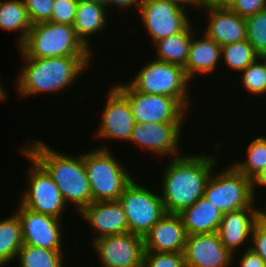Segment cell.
Masks as SVG:
<instances>
[{"label":"cell","mask_w":266,"mask_h":267,"mask_svg":"<svg viewBox=\"0 0 266 267\" xmlns=\"http://www.w3.org/2000/svg\"><path fill=\"white\" fill-rule=\"evenodd\" d=\"M166 159L160 196L166 213L179 214L203 196L206 183L218 167V157L201 151Z\"/></svg>","instance_id":"6da1fadb"},{"label":"cell","mask_w":266,"mask_h":267,"mask_svg":"<svg viewBox=\"0 0 266 267\" xmlns=\"http://www.w3.org/2000/svg\"><path fill=\"white\" fill-rule=\"evenodd\" d=\"M92 56H63L50 58L22 57V68L15 79L18 97L62 93L78 81L93 64Z\"/></svg>","instance_id":"7a4b0ae2"},{"label":"cell","mask_w":266,"mask_h":267,"mask_svg":"<svg viewBox=\"0 0 266 267\" xmlns=\"http://www.w3.org/2000/svg\"><path fill=\"white\" fill-rule=\"evenodd\" d=\"M29 139L23 149L51 176L66 205L79 214L92 203V195L83 153L78 156L57 151L39 139ZM80 155V156H79ZM70 203V204H69Z\"/></svg>","instance_id":"3957f363"},{"label":"cell","mask_w":266,"mask_h":267,"mask_svg":"<svg viewBox=\"0 0 266 267\" xmlns=\"http://www.w3.org/2000/svg\"><path fill=\"white\" fill-rule=\"evenodd\" d=\"M108 146L98 145L83 152L92 202L118 200L135 178L131 177V172L129 173L127 167L114 156L113 150Z\"/></svg>","instance_id":"277c9868"},{"label":"cell","mask_w":266,"mask_h":267,"mask_svg":"<svg viewBox=\"0 0 266 267\" xmlns=\"http://www.w3.org/2000/svg\"><path fill=\"white\" fill-rule=\"evenodd\" d=\"M21 57L50 58L93 56L77 38L73 25L42 22L33 24L25 40L18 46Z\"/></svg>","instance_id":"5b68a950"},{"label":"cell","mask_w":266,"mask_h":267,"mask_svg":"<svg viewBox=\"0 0 266 267\" xmlns=\"http://www.w3.org/2000/svg\"><path fill=\"white\" fill-rule=\"evenodd\" d=\"M133 78H130L128 83L135 90L173 97L187 110L192 108L190 107L192 96L189 90L192 81L188 78L184 67L153 59L143 64Z\"/></svg>","instance_id":"8992f818"},{"label":"cell","mask_w":266,"mask_h":267,"mask_svg":"<svg viewBox=\"0 0 266 267\" xmlns=\"http://www.w3.org/2000/svg\"><path fill=\"white\" fill-rule=\"evenodd\" d=\"M256 196L252 179L245 177L231 164L219 172L213 169L203 193V197L222 213L242 208H256V204H259Z\"/></svg>","instance_id":"52a82bcc"},{"label":"cell","mask_w":266,"mask_h":267,"mask_svg":"<svg viewBox=\"0 0 266 267\" xmlns=\"http://www.w3.org/2000/svg\"><path fill=\"white\" fill-rule=\"evenodd\" d=\"M19 150L31 164L28 165L30 167L27 169V177H25L28 178L26 179L27 188L20 194L19 203L31 211L63 219L64 211H67L68 206L64 202L54 180L22 147Z\"/></svg>","instance_id":"ba28073f"},{"label":"cell","mask_w":266,"mask_h":267,"mask_svg":"<svg viewBox=\"0 0 266 267\" xmlns=\"http://www.w3.org/2000/svg\"><path fill=\"white\" fill-rule=\"evenodd\" d=\"M136 181L133 179L117 201L126 214L128 232L144 237L166 211L159 191Z\"/></svg>","instance_id":"9c48e42d"},{"label":"cell","mask_w":266,"mask_h":267,"mask_svg":"<svg viewBox=\"0 0 266 267\" xmlns=\"http://www.w3.org/2000/svg\"><path fill=\"white\" fill-rule=\"evenodd\" d=\"M114 87L128 100L135 123H184L188 110L173 97L141 93L128 82Z\"/></svg>","instance_id":"30bf717a"},{"label":"cell","mask_w":266,"mask_h":267,"mask_svg":"<svg viewBox=\"0 0 266 267\" xmlns=\"http://www.w3.org/2000/svg\"><path fill=\"white\" fill-rule=\"evenodd\" d=\"M186 8L189 10L187 5L177 0H142L136 12L147 37L154 44L160 39L182 32L192 22Z\"/></svg>","instance_id":"8fae6325"},{"label":"cell","mask_w":266,"mask_h":267,"mask_svg":"<svg viewBox=\"0 0 266 267\" xmlns=\"http://www.w3.org/2000/svg\"><path fill=\"white\" fill-rule=\"evenodd\" d=\"M183 127L184 123H134L129 142L161 159L180 157L183 155L179 146Z\"/></svg>","instance_id":"7c38bea8"},{"label":"cell","mask_w":266,"mask_h":267,"mask_svg":"<svg viewBox=\"0 0 266 267\" xmlns=\"http://www.w3.org/2000/svg\"><path fill=\"white\" fill-rule=\"evenodd\" d=\"M101 267H142L143 237L125 232L91 242Z\"/></svg>","instance_id":"4fadbf2b"},{"label":"cell","mask_w":266,"mask_h":267,"mask_svg":"<svg viewBox=\"0 0 266 267\" xmlns=\"http://www.w3.org/2000/svg\"><path fill=\"white\" fill-rule=\"evenodd\" d=\"M16 206L14 212L21 222L23 244L50 250L64 249V220L31 211L20 203Z\"/></svg>","instance_id":"5bb4252c"},{"label":"cell","mask_w":266,"mask_h":267,"mask_svg":"<svg viewBox=\"0 0 266 267\" xmlns=\"http://www.w3.org/2000/svg\"><path fill=\"white\" fill-rule=\"evenodd\" d=\"M99 126L93 137L99 140L130 141L135 119L128 100L112 86L108 90Z\"/></svg>","instance_id":"9a60e30c"},{"label":"cell","mask_w":266,"mask_h":267,"mask_svg":"<svg viewBox=\"0 0 266 267\" xmlns=\"http://www.w3.org/2000/svg\"><path fill=\"white\" fill-rule=\"evenodd\" d=\"M186 267H232L233 254L222 244L218 232L187 235Z\"/></svg>","instance_id":"2e32d148"},{"label":"cell","mask_w":266,"mask_h":267,"mask_svg":"<svg viewBox=\"0 0 266 267\" xmlns=\"http://www.w3.org/2000/svg\"><path fill=\"white\" fill-rule=\"evenodd\" d=\"M197 11L207 13L204 19L208 23L203 28V33L218 45L224 46L247 39L245 18L228 7H201Z\"/></svg>","instance_id":"e0dca14e"},{"label":"cell","mask_w":266,"mask_h":267,"mask_svg":"<svg viewBox=\"0 0 266 267\" xmlns=\"http://www.w3.org/2000/svg\"><path fill=\"white\" fill-rule=\"evenodd\" d=\"M77 215L95 230L90 242L100 237L128 232L126 214L117 200L92 202Z\"/></svg>","instance_id":"ac0fdd59"},{"label":"cell","mask_w":266,"mask_h":267,"mask_svg":"<svg viewBox=\"0 0 266 267\" xmlns=\"http://www.w3.org/2000/svg\"><path fill=\"white\" fill-rule=\"evenodd\" d=\"M259 218V207L242 208L223 213L217 232L222 244L231 254L234 255L237 251H243L242 247L246 243V248H250L248 241L251 243L252 229Z\"/></svg>","instance_id":"d6986e66"},{"label":"cell","mask_w":266,"mask_h":267,"mask_svg":"<svg viewBox=\"0 0 266 267\" xmlns=\"http://www.w3.org/2000/svg\"><path fill=\"white\" fill-rule=\"evenodd\" d=\"M186 237L179 214L166 213L143 237L144 251L182 253Z\"/></svg>","instance_id":"ffe728a7"},{"label":"cell","mask_w":266,"mask_h":267,"mask_svg":"<svg viewBox=\"0 0 266 267\" xmlns=\"http://www.w3.org/2000/svg\"><path fill=\"white\" fill-rule=\"evenodd\" d=\"M195 32L189 45L188 59L184 69L188 78L194 81L196 76L212 74L221 63V46L204 33ZM198 37V38H196ZM200 74V75H199Z\"/></svg>","instance_id":"44dd1931"},{"label":"cell","mask_w":266,"mask_h":267,"mask_svg":"<svg viewBox=\"0 0 266 267\" xmlns=\"http://www.w3.org/2000/svg\"><path fill=\"white\" fill-rule=\"evenodd\" d=\"M107 13L105 5L78 0L73 28L77 38L90 52L93 51L91 36L103 32L110 25Z\"/></svg>","instance_id":"7402d4cb"},{"label":"cell","mask_w":266,"mask_h":267,"mask_svg":"<svg viewBox=\"0 0 266 267\" xmlns=\"http://www.w3.org/2000/svg\"><path fill=\"white\" fill-rule=\"evenodd\" d=\"M179 216L187 235H192L217 232L223 213L202 196Z\"/></svg>","instance_id":"603a6c76"},{"label":"cell","mask_w":266,"mask_h":267,"mask_svg":"<svg viewBox=\"0 0 266 267\" xmlns=\"http://www.w3.org/2000/svg\"><path fill=\"white\" fill-rule=\"evenodd\" d=\"M191 22L182 32L168 36L155 42L154 59L180 65L184 67L188 59L189 45L196 29Z\"/></svg>","instance_id":"cb8c5ba5"},{"label":"cell","mask_w":266,"mask_h":267,"mask_svg":"<svg viewBox=\"0 0 266 267\" xmlns=\"http://www.w3.org/2000/svg\"><path fill=\"white\" fill-rule=\"evenodd\" d=\"M31 27L24 0H0V29L19 32L17 46L25 40Z\"/></svg>","instance_id":"d4e9b609"},{"label":"cell","mask_w":266,"mask_h":267,"mask_svg":"<svg viewBox=\"0 0 266 267\" xmlns=\"http://www.w3.org/2000/svg\"><path fill=\"white\" fill-rule=\"evenodd\" d=\"M12 213L0 220V267L15 261L23 245L20 219L15 212Z\"/></svg>","instance_id":"484cf974"},{"label":"cell","mask_w":266,"mask_h":267,"mask_svg":"<svg viewBox=\"0 0 266 267\" xmlns=\"http://www.w3.org/2000/svg\"><path fill=\"white\" fill-rule=\"evenodd\" d=\"M65 250H50L23 244L15 261L19 267H66Z\"/></svg>","instance_id":"4316f807"},{"label":"cell","mask_w":266,"mask_h":267,"mask_svg":"<svg viewBox=\"0 0 266 267\" xmlns=\"http://www.w3.org/2000/svg\"><path fill=\"white\" fill-rule=\"evenodd\" d=\"M246 148V159L233 160L231 165L245 177L253 179L266 166V136L253 138Z\"/></svg>","instance_id":"83f0119b"},{"label":"cell","mask_w":266,"mask_h":267,"mask_svg":"<svg viewBox=\"0 0 266 267\" xmlns=\"http://www.w3.org/2000/svg\"><path fill=\"white\" fill-rule=\"evenodd\" d=\"M260 57L247 39L221 46V62L229 68L241 73L247 66ZM223 60V61H222Z\"/></svg>","instance_id":"f1b7e54d"},{"label":"cell","mask_w":266,"mask_h":267,"mask_svg":"<svg viewBox=\"0 0 266 267\" xmlns=\"http://www.w3.org/2000/svg\"><path fill=\"white\" fill-rule=\"evenodd\" d=\"M239 74L240 83L246 89L245 91L253 94L254 97H263L266 90V61L263 57H258Z\"/></svg>","instance_id":"f546056e"},{"label":"cell","mask_w":266,"mask_h":267,"mask_svg":"<svg viewBox=\"0 0 266 267\" xmlns=\"http://www.w3.org/2000/svg\"><path fill=\"white\" fill-rule=\"evenodd\" d=\"M247 40L255 52L262 57L266 54V9L247 17Z\"/></svg>","instance_id":"4dcf8cb0"},{"label":"cell","mask_w":266,"mask_h":267,"mask_svg":"<svg viewBox=\"0 0 266 267\" xmlns=\"http://www.w3.org/2000/svg\"><path fill=\"white\" fill-rule=\"evenodd\" d=\"M142 267H186L184 254L144 251Z\"/></svg>","instance_id":"1f68e13d"},{"label":"cell","mask_w":266,"mask_h":267,"mask_svg":"<svg viewBox=\"0 0 266 267\" xmlns=\"http://www.w3.org/2000/svg\"><path fill=\"white\" fill-rule=\"evenodd\" d=\"M78 0H54L50 22L73 25Z\"/></svg>","instance_id":"d6a6232c"},{"label":"cell","mask_w":266,"mask_h":267,"mask_svg":"<svg viewBox=\"0 0 266 267\" xmlns=\"http://www.w3.org/2000/svg\"><path fill=\"white\" fill-rule=\"evenodd\" d=\"M53 2L54 0H24L32 25L50 20Z\"/></svg>","instance_id":"836d02e7"},{"label":"cell","mask_w":266,"mask_h":267,"mask_svg":"<svg viewBox=\"0 0 266 267\" xmlns=\"http://www.w3.org/2000/svg\"><path fill=\"white\" fill-rule=\"evenodd\" d=\"M228 8L246 19L266 9V0H233Z\"/></svg>","instance_id":"e575fe53"},{"label":"cell","mask_w":266,"mask_h":267,"mask_svg":"<svg viewBox=\"0 0 266 267\" xmlns=\"http://www.w3.org/2000/svg\"><path fill=\"white\" fill-rule=\"evenodd\" d=\"M250 248L266 263V223L261 218L253 226Z\"/></svg>","instance_id":"d590c367"},{"label":"cell","mask_w":266,"mask_h":267,"mask_svg":"<svg viewBox=\"0 0 266 267\" xmlns=\"http://www.w3.org/2000/svg\"><path fill=\"white\" fill-rule=\"evenodd\" d=\"M243 250V253L241 254L238 252L233 255V265H235L236 259L238 262L236 263L239 265L238 267H266V263L264 260L256 253L254 252L251 248H246ZM237 254L239 257H237ZM237 257V258H236Z\"/></svg>","instance_id":"8d00e7d4"},{"label":"cell","mask_w":266,"mask_h":267,"mask_svg":"<svg viewBox=\"0 0 266 267\" xmlns=\"http://www.w3.org/2000/svg\"><path fill=\"white\" fill-rule=\"evenodd\" d=\"M141 1L142 0H106V7L108 12L112 8V6H114L116 10H119L121 8V11H123V8L125 10L126 8L132 9L133 7L138 10Z\"/></svg>","instance_id":"74e56055"},{"label":"cell","mask_w":266,"mask_h":267,"mask_svg":"<svg viewBox=\"0 0 266 267\" xmlns=\"http://www.w3.org/2000/svg\"><path fill=\"white\" fill-rule=\"evenodd\" d=\"M252 186L255 195L258 188L265 187L266 190V166L252 179Z\"/></svg>","instance_id":"f35d334b"},{"label":"cell","mask_w":266,"mask_h":267,"mask_svg":"<svg viewBox=\"0 0 266 267\" xmlns=\"http://www.w3.org/2000/svg\"><path fill=\"white\" fill-rule=\"evenodd\" d=\"M233 0H200L201 7H228Z\"/></svg>","instance_id":"ab89813d"},{"label":"cell","mask_w":266,"mask_h":267,"mask_svg":"<svg viewBox=\"0 0 266 267\" xmlns=\"http://www.w3.org/2000/svg\"><path fill=\"white\" fill-rule=\"evenodd\" d=\"M183 3L184 5H187L190 9L197 10L200 8V0H177Z\"/></svg>","instance_id":"60d3db41"},{"label":"cell","mask_w":266,"mask_h":267,"mask_svg":"<svg viewBox=\"0 0 266 267\" xmlns=\"http://www.w3.org/2000/svg\"><path fill=\"white\" fill-rule=\"evenodd\" d=\"M2 81H1V78H0V102H5V100L8 98L7 96V93L6 90L4 89L5 87H3L4 85H2Z\"/></svg>","instance_id":"b9f144b4"},{"label":"cell","mask_w":266,"mask_h":267,"mask_svg":"<svg viewBox=\"0 0 266 267\" xmlns=\"http://www.w3.org/2000/svg\"><path fill=\"white\" fill-rule=\"evenodd\" d=\"M260 218L266 223V206L264 208H260Z\"/></svg>","instance_id":"7bdbcfd3"},{"label":"cell","mask_w":266,"mask_h":267,"mask_svg":"<svg viewBox=\"0 0 266 267\" xmlns=\"http://www.w3.org/2000/svg\"><path fill=\"white\" fill-rule=\"evenodd\" d=\"M92 3L102 4L106 6V0H84Z\"/></svg>","instance_id":"ee69618b"},{"label":"cell","mask_w":266,"mask_h":267,"mask_svg":"<svg viewBox=\"0 0 266 267\" xmlns=\"http://www.w3.org/2000/svg\"><path fill=\"white\" fill-rule=\"evenodd\" d=\"M262 57H263V58H264V60L266 61V54H264Z\"/></svg>","instance_id":"f6af8a7d"}]
</instances>
